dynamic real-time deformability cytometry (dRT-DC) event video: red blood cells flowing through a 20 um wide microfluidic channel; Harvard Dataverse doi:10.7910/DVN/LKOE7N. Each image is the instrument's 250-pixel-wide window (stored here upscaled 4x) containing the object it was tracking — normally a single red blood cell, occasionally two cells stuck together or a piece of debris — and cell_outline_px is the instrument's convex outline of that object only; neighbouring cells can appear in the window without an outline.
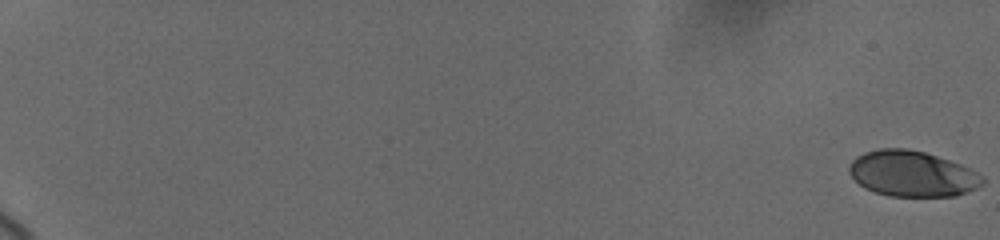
{"species": "human", "species_latin": "Homo sapiens", "temperature_condition": "cold", "stored_images_in_passage": 60, "camera_frame_rate_fps": 3000, "um_per_image_px": 0.085, "donor": {"sex": "female"}, "frame": {"image": 1, "passage_image": 1, "time_ms": 0.0, "image_size_px": [1000, 240], "cell_outline_px": [[984, 184], [968, 192], [956, 196], [888, 196], [864, 188], [848, 172], [848, 168], [852, 160], [856, 156], [864, 152], [880, 148], [908, 148], [924, 152], [960, 164], [984, 176]], "centroid_in_image_um": [77.53, 14.77], "position_along_channel_um": 7.5, "area_um2": 35.55}}
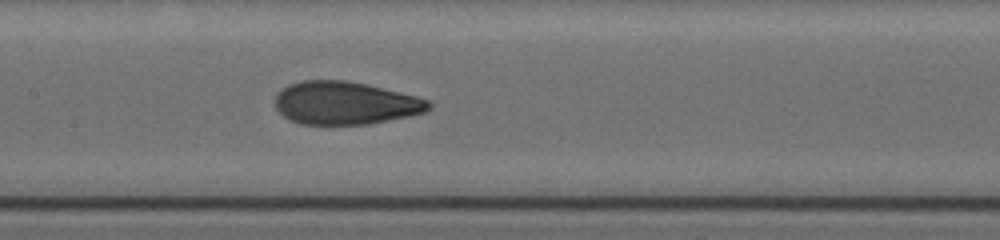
{"frame": {"image": 2, "passage_image": 33, "time_ms": 11.0, "image_size_px": [1000, 240], "cell_outline_px": [[432, 108], [424, 112], [408, 116], [368, 124], [300, 124], [284, 116], [276, 108], [276, 92], [288, 84], [300, 80], [344, 80], [368, 84], [416, 96], [428, 100], [432, 104]], "centroid_in_image_um": [29.33, 8.74], "position_along_channel_um": 178.1, "area_um2": 38.44}}
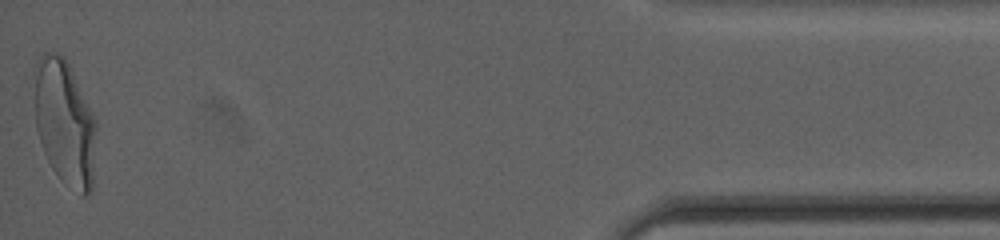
{"frame": {"image": 3, "passage_image": 60, "time_ms": 19.667, "image_size_px": [1000, 240], "cell_outline_px": [[96, 128], [92, 188], [84, 196], [80, 196], [60, 180], [52, 168], [44, 152], [36, 128], [32, 72], [32, 68], [36, 60], [44, 52], [56, 52], [64, 56], [96, 120]], "centroid_in_image_um": [5.46, 10.39], "position_along_channel_um": 429.7, "area_um2": 45.72}, "authors_computed_cell_mechanics": {"area_um2": 38.2347, "velocity_mm_per_s": 3.692, "shape_relaxation_time_tau1_ms": 4.5347, "shape_relaxation_time_tau2_ms": 0.9008, "deformation_change_tau1": 0.1756, "deformation_change_tau2": 0.0663}}